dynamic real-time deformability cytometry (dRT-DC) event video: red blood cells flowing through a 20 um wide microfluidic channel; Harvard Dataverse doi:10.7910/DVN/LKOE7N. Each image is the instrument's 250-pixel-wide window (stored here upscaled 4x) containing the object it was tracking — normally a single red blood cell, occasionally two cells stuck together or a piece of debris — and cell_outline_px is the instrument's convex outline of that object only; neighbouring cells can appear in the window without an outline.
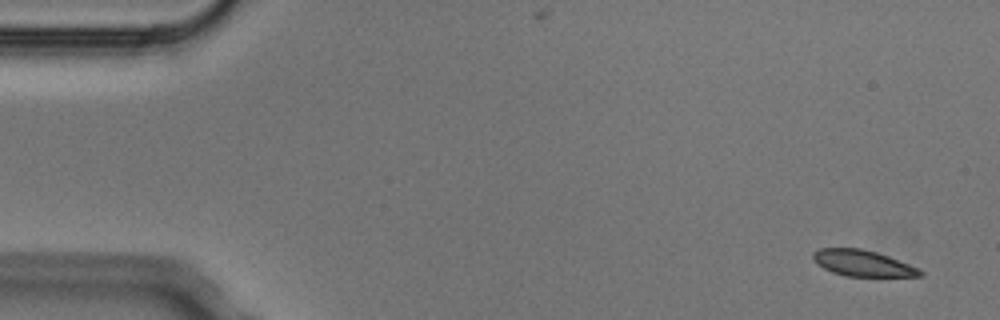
{"species": "Egyptian fruit bat (a non-hibernating species)", "species_latin": "Rousettus aegyptiacus", "temperature_condition": "cold", "stored_images_in_passage": 7, "camera_frame_rate_fps": 3000, "um_per_image_px": 0.085, "animal": {"sex": "male"}, "frame": {"image": 1, "passage_image": 1, "time_ms": 0.0, "image_size_px": [1000, 320], "cell_outline_px": [[924, 276], [844, 276], [832, 272], [824, 268], [812, 256], [812, 252], [820, 248], [860, 248], [876, 252], [888, 256], [920, 268], [924, 272]], "centroid_in_image_um": [73.36, 22.37], "position_along_channel_um": 11.6, "area_um2": 16.18}}
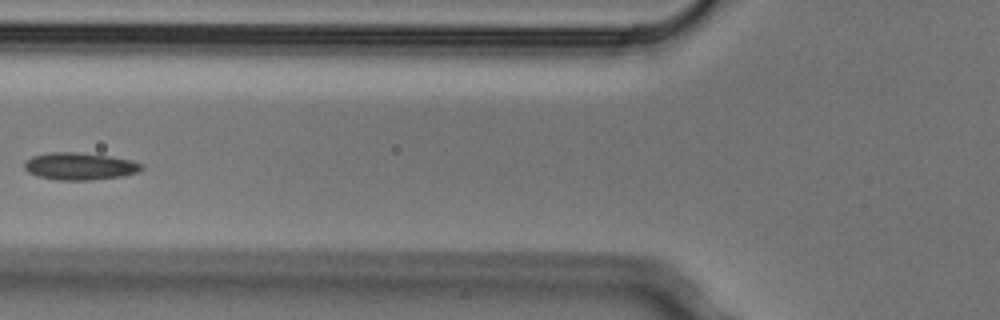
{"frame": {"image": 2, "passage_image": 5, "time_ms": 1.333, "image_size_px": [1000, 320], "cell_outline_px": [[144, 168], [140, 172], [124, 176], [92, 180], [56, 180], [36, 176], [28, 172], [24, 168], [24, 160], [32, 156], [48, 152], [76, 152], [108, 156], [132, 160], [144, 164]], "centroid_in_image_um": [6.79, 14.14], "position_along_channel_um": 119.0, "area_um2": 18.96}}
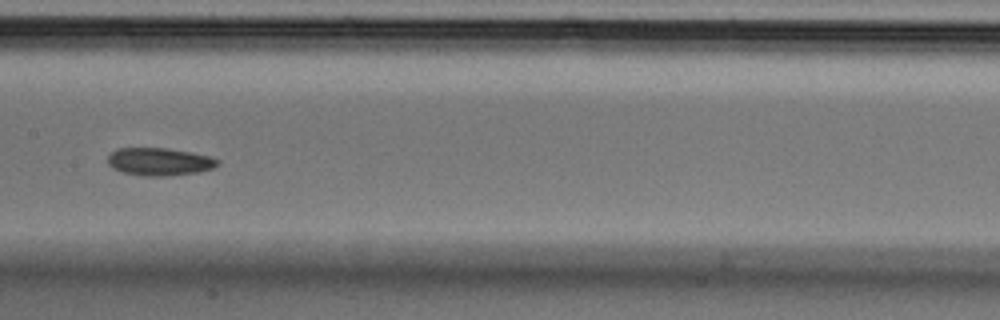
{"frame": {"image": 3, "passage_image": 7, "time_ms": 2.0, "image_size_px": [1000, 320], "cell_outline_px": [[220, 164], [212, 168], [200, 172], [168, 176], [144, 176], [124, 172], [112, 168], [108, 164], [108, 156], [116, 148], [168, 148], [212, 156], [220, 160]], "centroid_in_image_um": [13.59, 13.74], "position_along_channel_um": 193.8, "area_um2": 17.92}}